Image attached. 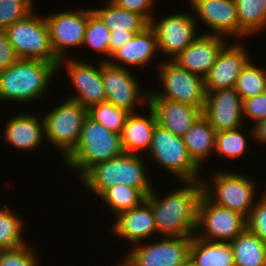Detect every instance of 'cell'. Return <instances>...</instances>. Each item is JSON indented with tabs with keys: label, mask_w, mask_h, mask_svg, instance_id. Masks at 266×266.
Instances as JSON below:
<instances>
[{
	"label": "cell",
	"mask_w": 266,
	"mask_h": 266,
	"mask_svg": "<svg viewBox=\"0 0 266 266\" xmlns=\"http://www.w3.org/2000/svg\"><path fill=\"white\" fill-rule=\"evenodd\" d=\"M44 17L49 28L52 49L59 59L68 57L65 52L70 47H82L88 23L87 8L66 10Z\"/></svg>",
	"instance_id": "2e32d148"
},
{
	"label": "cell",
	"mask_w": 266,
	"mask_h": 266,
	"mask_svg": "<svg viewBox=\"0 0 266 266\" xmlns=\"http://www.w3.org/2000/svg\"><path fill=\"white\" fill-rule=\"evenodd\" d=\"M228 41L222 36L200 34L172 61L189 72L205 77Z\"/></svg>",
	"instance_id": "d6986e66"
},
{
	"label": "cell",
	"mask_w": 266,
	"mask_h": 266,
	"mask_svg": "<svg viewBox=\"0 0 266 266\" xmlns=\"http://www.w3.org/2000/svg\"><path fill=\"white\" fill-rule=\"evenodd\" d=\"M243 118H250L253 124L266 118V92L243 99Z\"/></svg>",
	"instance_id": "f35d334b"
},
{
	"label": "cell",
	"mask_w": 266,
	"mask_h": 266,
	"mask_svg": "<svg viewBox=\"0 0 266 266\" xmlns=\"http://www.w3.org/2000/svg\"><path fill=\"white\" fill-rule=\"evenodd\" d=\"M123 153L120 134L108 130L87 115L77 146L63 162L80 179L94 165Z\"/></svg>",
	"instance_id": "277c9868"
},
{
	"label": "cell",
	"mask_w": 266,
	"mask_h": 266,
	"mask_svg": "<svg viewBox=\"0 0 266 266\" xmlns=\"http://www.w3.org/2000/svg\"><path fill=\"white\" fill-rule=\"evenodd\" d=\"M246 220L240 213L213 203L203 193L195 235L207 241L231 242L247 227Z\"/></svg>",
	"instance_id": "8fae6325"
},
{
	"label": "cell",
	"mask_w": 266,
	"mask_h": 266,
	"mask_svg": "<svg viewBox=\"0 0 266 266\" xmlns=\"http://www.w3.org/2000/svg\"><path fill=\"white\" fill-rule=\"evenodd\" d=\"M230 244L235 266H266V242L247 227Z\"/></svg>",
	"instance_id": "83f0119b"
},
{
	"label": "cell",
	"mask_w": 266,
	"mask_h": 266,
	"mask_svg": "<svg viewBox=\"0 0 266 266\" xmlns=\"http://www.w3.org/2000/svg\"><path fill=\"white\" fill-rule=\"evenodd\" d=\"M110 32L140 33L149 26V22L141 15L120 8L111 0H107L105 7L92 8Z\"/></svg>",
	"instance_id": "4316f807"
},
{
	"label": "cell",
	"mask_w": 266,
	"mask_h": 266,
	"mask_svg": "<svg viewBox=\"0 0 266 266\" xmlns=\"http://www.w3.org/2000/svg\"><path fill=\"white\" fill-rule=\"evenodd\" d=\"M31 12L4 31L19 59L42 60L56 67L60 59L55 55L45 17ZM36 14V15H35Z\"/></svg>",
	"instance_id": "8992f818"
},
{
	"label": "cell",
	"mask_w": 266,
	"mask_h": 266,
	"mask_svg": "<svg viewBox=\"0 0 266 266\" xmlns=\"http://www.w3.org/2000/svg\"><path fill=\"white\" fill-rule=\"evenodd\" d=\"M182 266H196V265L190 258H188V260Z\"/></svg>",
	"instance_id": "ee69618b"
},
{
	"label": "cell",
	"mask_w": 266,
	"mask_h": 266,
	"mask_svg": "<svg viewBox=\"0 0 266 266\" xmlns=\"http://www.w3.org/2000/svg\"><path fill=\"white\" fill-rule=\"evenodd\" d=\"M228 42L220 50L215 63L204 77L206 94L215 90L234 87L238 76L251 61L244 42ZM247 48V49H246Z\"/></svg>",
	"instance_id": "ac0fdd59"
},
{
	"label": "cell",
	"mask_w": 266,
	"mask_h": 266,
	"mask_svg": "<svg viewBox=\"0 0 266 266\" xmlns=\"http://www.w3.org/2000/svg\"><path fill=\"white\" fill-rule=\"evenodd\" d=\"M112 234L129 241L132 246L156 235L155 220L150 204L145 200L139 206L121 212L115 217ZM150 237V238H149Z\"/></svg>",
	"instance_id": "44dd1931"
},
{
	"label": "cell",
	"mask_w": 266,
	"mask_h": 266,
	"mask_svg": "<svg viewBox=\"0 0 266 266\" xmlns=\"http://www.w3.org/2000/svg\"><path fill=\"white\" fill-rule=\"evenodd\" d=\"M87 108L66 99L43 115L45 138L65 159L77 146Z\"/></svg>",
	"instance_id": "ba28073f"
},
{
	"label": "cell",
	"mask_w": 266,
	"mask_h": 266,
	"mask_svg": "<svg viewBox=\"0 0 266 266\" xmlns=\"http://www.w3.org/2000/svg\"><path fill=\"white\" fill-rule=\"evenodd\" d=\"M193 17L209 28L205 34L218 35L228 40H239L248 35L239 27L235 0H188ZM244 36V37H243Z\"/></svg>",
	"instance_id": "9a60e30c"
},
{
	"label": "cell",
	"mask_w": 266,
	"mask_h": 266,
	"mask_svg": "<svg viewBox=\"0 0 266 266\" xmlns=\"http://www.w3.org/2000/svg\"><path fill=\"white\" fill-rule=\"evenodd\" d=\"M143 158H145L144 155L123 153L91 167L80 178V183L98 197L117 184L136 188L146 197L151 193L153 183L146 172L147 164Z\"/></svg>",
	"instance_id": "3957f363"
},
{
	"label": "cell",
	"mask_w": 266,
	"mask_h": 266,
	"mask_svg": "<svg viewBox=\"0 0 266 266\" xmlns=\"http://www.w3.org/2000/svg\"><path fill=\"white\" fill-rule=\"evenodd\" d=\"M12 211L6 204L0 209V250L14 249L26 243L23 238L25 223Z\"/></svg>",
	"instance_id": "4dcf8cb0"
},
{
	"label": "cell",
	"mask_w": 266,
	"mask_h": 266,
	"mask_svg": "<svg viewBox=\"0 0 266 266\" xmlns=\"http://www.w3.org/2000/svg\"><path fill=\"white\" fill-rule=\"evenodd\" d=\"M212 175L210 182L201 181L203 193L213 203L238 212L247 219L258 199L255 197L258 194L257 182L246 174L228 170H219Z\"/></svg>",
	"instance_id": "5b68a950"
},
{
	"label": "cell",
	"mask_w": 266,
	"mask_h": 266,
	"mask_svg": "<svg viewBox=\"0 0 266 266\" xmlns=\"http://www.w3.org/2000/svg\"><path fill=\"white\" fill-rule=\"evenodd\" d=\"M157 52L159 50L156 35L153 29L148 26L142 32L135 34L124 46L116 50L111 55V58L108 59V62L126 69L129 65L143 68L148 66V64L150 65Z\"/></svg>",
	"instance_id": "603a6c76"
},
{
	"label": "cell",
	"mask_w": 266,
	"mask_h": 266,
	"mask_svg": "<svg viewBox=\"0 0 266 266\" xmlns=\"http://www.w3.org/2000/svg\"><path fill=\"white\" fill-rule=\"evenodd\" d=\"M250 133L253 140L255 139L254 141L257 140L261 145L266 144V118L253 124L252 127H250V132L248 134Z\"/></svg>",
	"instance_id": "7bdbcfd3"
},
{
	"label": "cell",
	"mask_w": 266,
	"mask_h": 266,
	"mask_svg": "<svg viewBox=\"0 0 266 266\" xmlns=\"http://www.w3.org/2000/svg\"><path fill=\"white\" fill-rule=\"evenodd\" d=\"M158 239L134 245L116 266H182L188 260L192 237Z\"/></svg>",
	"instance_id": "30bf717a"
},
{
	"label": "cell",
	"mask_w": 266,
	"mask_h": 266,
	"mask_svg": "<svg viewBox=\"0 0 266 266\" xmlns=\"http://www.w3.org/2000/svg\"><path fill=\"white\" fill-rule=\"evenodd\" d=\"M18 59L12 44L7 39L5 31L0 30V71L8 68Z\"/></svg>",
	"instance_id": "60d3db41"
},
{
	"label": "cell",
	"mask_w": 266,
	"mask_h": 266,
	"mask_svg": "<svg viewBox=\"0 0 266 266\" xmlns=\"http://www.w3.org/2000/svg\"><path fill=\"white\" fill-rule=\"evenodd\" d=\"M34 0H0V30L22 20L35 9Z\"/></svg>",
	"instance_id": "d590c367"
},
{
	"label": "cell",
	"mask_w": 266,
	"mask_h": 266,
	"mask_svg": "<svg viewBox=\"0 0 266 266\" xmlns=\"http://www.w3.org/2000/svg\"><path fill=\"white\" fill-rule=\"evenodd\" d=\"M148 106L154 111L157 124L182 137L202 115V110L187 104L158 98L150 89Z\"/></svg>",
	"instance_id": "ffe728a7"
},
{
	"label": "cell",
	"mask_w": 266,
	"mask_h": 266,
	"mask_svg": "<svg viewBox=\"0 0 266 266\" xmlns=\"http://www.w3.org/2000/svg\"><path fill=\"white\" fill-rule=\"evenodd\" d=\"M120 8L127 11L135 12L143 16L148 22L152 19L155 12V2L157 0H111ZM153 12V13H152Z\"/></svg>",
	"instance_id": "ab89813d"
},
{
	"label": "cell",
	"mask_w": 266,
	"mask_h": 266,
	"mask_svg": "<svg viewBox=\"0 0 266 266\" xmlns=\"http://www.w3.org/2000/svg\"><path fill=\"white\" fill-rule=\"evenodd\" d=\"M132 71L129 67L126 69L114 66L108 61H102V81L106 102L129 113H137L135 108H138V104L148 107L150 89L143 90L144 93L141 92L140 80Z\"/></svg>",
	"instance_id": "7c38bea8"
},
{
	"label": "cell",
	"mask_w": 266,
	"mask_h": 266,
	"mask_svg": "<svg viewBox=\"0 0 266 266\" xmlns=\"http://www.w3.org/2000/svg\"><path fill=\"white\" fill-rule=\"evenodd\" d=\"M243 127L224 130L216 133L215 154L222 158L239 159L247 153L249 147L247 136L242 132ZM241 156V157H240Z\"/></svg>",
	"instance_id": "836d02e7"
},
{
	"label": "cell",
	"mask_w": 266,
	"mask_h": 266,
	"mask_svg": "<svg viewBox=\"0 0 266 266\" xmlns=\"http://www.w3.org/2000/svg\"><path fill=\"white\" fill-rule=\"evenodd\" d=\"M239 27L247 34L266 28V0H235Z\"/></svg>",
	"instance_id": "f1b7e54d"
},
{
	"label": "cell",
	"mask_w": 266,
	"mask_h": 266,
	"mask_svg": "<svg viewBox=\"0 0 266 266\" xmlns=\"http://www.w3.org/2000/svg\"><path fill=\"white\" fill-rule=\"evenodd\" d=\"M151 161L183 181H202L201 169L193 162L183 138L156 124L149 151Z\"/></svg>",
	"instance_id": "52a82bcc"
},
{
	"label": "cell",
	"mask_w": 266,
	"mask_h": 266,
	"mask_svg": "<svg viewBox=\"0 0 266 266\" xmlns=\"http://www.w3.org/2000/svg\"><path fill=\"white\" fill-rule=\"evenodd\" d=\"M58 72L52 63L35 59H18L0 71V101L33 103L51 90V80Z\"/></svg>",
	"instance_id": "7a4b0ae2"
},
{
	"label": "cell",
	"mask_w": 266,
	"mask_h": 266,
	"mask_svg": "<svg viewBox=\"0 0 266 266\" xmlns=\"http://www.w3.org/2000/svg\"><path fill=\"white\" fill-rule=\"evenodd\" d=\"M157 68L163 90L151 91L158 98L187 104L203 111L207 95L204 77L183 69L172 60H164Z\"/></svg>",
	"instance_id": "9c48e42d"
},
{
	"label": "cell",
	"mask_w": 266,
	"mask_h": 266,
	"mask_svg": "<svg viewBox=\"0 0 266 266\" xmlns=\"http://www.w3.org/2000/svg\"><path fill=\"white\" fill-rule=\"evenodd\" d=\"M234 89L242 99L266 92V68L254 65L251 60L238 76Z\"/></svg>",
	"instance_id": "d6a6232c"
},
{
	"label": "cell",
	"mask_w": 266,
	"mask_h": 266,
	"mask_svg": "<svg viewBox=\"0 0 266 266\" xmlns=\"http://www.w3.org/2000/svg\"><path fill=\"white\" fill-rule=\"evenodd\" d=\"M196 25H199L197 18L188 12L166 15L161 20L153 16L149 22L156 35L158 50L169 57L167 60L176 57L200 35Z\"/></svg>",
	"instance_id": "4fadbf2b"
},
{
	"label": "cell",
	"mask_w": 266,
	"mask_h": 266,
	"mask_svg": "<svg viewBox=\"0 0 266 266\" xmlns=\"http://www.w3.org/2000/svg\"><path fill=\"white\" fill-rule=\"evenodd\" d=\"M261 195L246 220V226L252 233L266 242V189L261 192Z\"/></svg>",
	"instance_id": "74e56055"
},
{
	"label": "cell",
	"mask_w": 266,
	"mask_h": 266,
	"mask_svg": "<svg viewBox=\"0 0 266 266\" xmlns=\"http://www.w3.org/2000/svg\"><path fill=\"white\" fill-rule=\"evenodd\" d=\"M148 115L130 113L120 134L124 153L145 155L149 151L152 134L157 119L154 111L148 106Z\"/></svg>",
	"instance_id": "cb8c5ba5"
},
{
	"label": "cell",
	"mask_w": 266,
	"mask_h": 266,
	"mask_svg": "<svg viewBox=\"0 0 266 266\" xmlns=\"http://www.w3.org/2000/svg\"><path fill=\"white\" fill-rule=\"evenodd\" d=\"M183 186L160 196L153 187L146 196L152 208L158 237H192L196 233L201 181H183Z\"/></svg>",
	"instance_id": "6da1fadb"
},
{
	"label": "cell",
	"mask_w": 266,
	"mask_h": 266,
	"mask_svg": "<svg viewBox=\"0 0 266 266\" xmlns=\"http://www.w3.org/2000/svg\"><path fill=\"white\" fill-rule=\"evenodd\" d=\"M189 258L196 266H235L230 242L207 241L192 236Z\"/></svg>",
	"instance_id": "484cf974"
},
{
	"label": "cell",
	"mask_w": 266,
	"mask_h": 266,
	"mask_svg": "<svg viewBox=\"0 0 266 266\" xmlns=\"http://www.w3.org/2000/svg\"><path fill=\"white\" fill-rule=\"evenodd\" d=\"M87 115L108 130L121 134L130 113L109 102L94 104L87 109Z\"/></svg>",
	"instance_id": "e575fe53"
},
{
	"label": "cell",
	"mask_w": 266,
	"mask_h": 266,
	"mask_svg": "<svg viewBox=\"0 0 266 266\" xmlns=\"http://www.w3.org/2000/svg\"><path fill=\"white\" fill-rule=\"evenodd\" d=\"M29 111L6 120L3 137L6 144L21 151L38 149L45 140L44 120ZM40 145V146H39ZM38 147V148H37Z\"/></svg>",
	"instance_id": "7402d4cb"
},
{
	"label": "cell",
	"mask_w": 266,
	"mask_h": 266,
	"mask_svg": "<svg viewBox=\"0 0 266 266\" xmlns=\"http://www.w3.org/2000/svg\"><path fill=\"white\" fill-rule=\"evenodd\" d=\"M110 33V30L92 11V9H88V23L82 47L88 46L93 49V51L96 50V52L105 54L104 59L101 57L100 60L107 62L108 58H111V55L109 54V43L111 40Z\"/></svg>",
	"instance_id": "1f68e13d"
},
{
	"label": "cell",
	"mask_w": 266,
	"mask_h": 266,
	"mask_svg": "<svg viewBox=\"0 0 266 266\" xmlns=\"http://www.w3.org/2000/svg\"><path fill=\"white\" fill-rule=\"evenodd\" d=\"M35 251L33 245L26 244L14 249L0 250V266H39L40 259Z\"/></svg>",
	"instance_id": "8d00e7d4"
},
{
	"label": "cell",
	"mask_w": 266,
	"mask_h": 266,
	"mask_svg": "<svg viewBox=\"0 0 266 266\" xmlns=\"http://www.w3.org/2000/svg\"><path fill=\"white\" fill-rule=\"evenodd\" d=\"M116 217L121 212L139 206L146 197L136 188L117 184L107 189L100 197Z\"/></svg>",
	"instance_id": "f546056e"
},
{
	"label": "cell",
	"mask_w": 266,
	"mask_h": 266,
	"mask_svg": "<svg viewBox=\"0 0 266 266\" xmlns=\"http://www.w3.org/2000/svg\"><path fill=\"white\" fill-rule=\"evenodd\" d=\"M216 131L201 115L182 136L190 158L201 169L207 158L215 152Z\"/></svg>",
	"instance_id": "d4e9b609"
},
{
	"label": "cell",
	"mask_w": 266,
	"mask_h": 266,
	"mask_svg": "<svg viewBox=\"0 0 266 266\" xmlns=\"http://www.w3.org/2000/svg\"><path fill=\"white\" fill-rule=\"evenodd\" d=\"M98 62L95 66L91 62L80 61L70 56L60 59L57 70L65 66L64 70L77 92L71 94L72 96L69 95L67 99L78 102L87 109L94 104L106 102L102 81V60L99 59Z\"/></svg>",
	"instance_id": "5bb4252c"
},
{
	"label": "cell",
	"mask_w": 266,
	"mask_h": 266,
	"mask_svg": "<svg viewBox=\"0 0 266 266\" xmlns=\"http://www.w3.org/2000/svg\"><path fill=\"white\" fill-rule=\"evenodd\" d=\"M111 40L109 43V54L112 55L116 50L124 46L129 42L133 37L134 33H115L111 32Z\"/></svg>",
	"instance_id": "b9f144b4"
},
{
	"label": "cell",
	"mask_w": 266,
	"mask_h": 266,
	"mask_svg": "<svg viewBox=\"0 0 266 266\" xmlns=\"http://www.w3.org/2000/svg\"><path fill=\"white\" fill-rule=\"evenodd\" d=\"M202 115L216 132L244 127L243 99L234 87L209 92Z\"/></svg>",
	"instance_id": "e0dca14e"
}]
</instances>
